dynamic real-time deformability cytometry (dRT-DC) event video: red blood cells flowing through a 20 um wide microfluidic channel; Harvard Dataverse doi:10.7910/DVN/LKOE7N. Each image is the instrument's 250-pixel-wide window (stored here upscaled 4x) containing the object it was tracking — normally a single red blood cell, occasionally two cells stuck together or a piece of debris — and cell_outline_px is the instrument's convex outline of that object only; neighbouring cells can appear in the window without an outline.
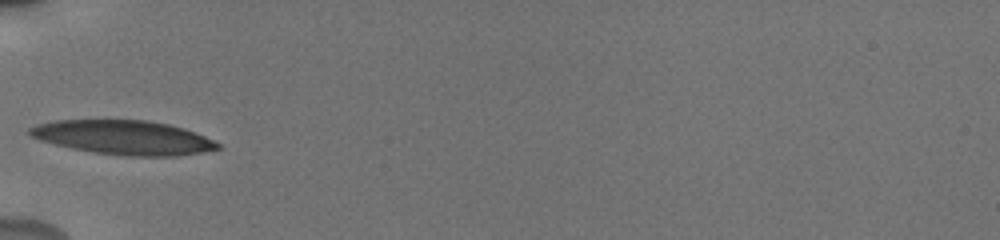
{"species": "human", "species_latin": "Homo sapiens", "temperature_condition": "cold", "stored_images_in_passage": 35, "camera_frame_rate_fps": 3000, "um_per_image_px": 0.085, "donor": {"sex": "male"}, "frame": {"image": 1, "passage_image": 1, "time_ms": 0.0, "image_size_px": [1000, 240], "cell_outline_px": [[220, 148], [200, 152], [176, 156], [124, 156], [96, 152], [72, 148], [40, 140], [32, 136], [28, 132], [28, 128], [36, 124], [56, 120], [148, 120], [168, 124], [184, 128], [204, 136], [220, 144]], "centroid_in_image_um": [10.49, 11.68], "position_along_channel_um": 74.5, "area_um2": 37.17}}
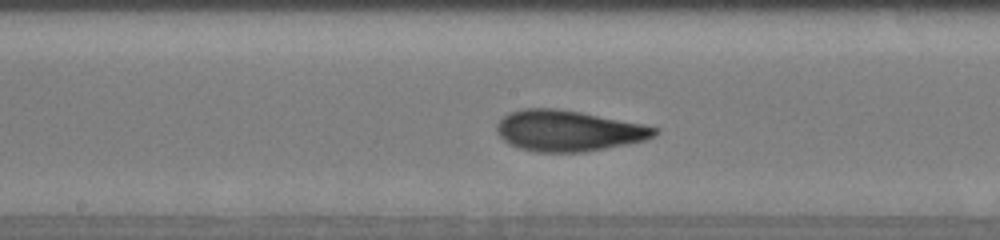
{"frame": {"image": 2, "passage_image": 11, "time_ms": 3.333, "image_size_px": [1000, 240], "cell_outline_px": [[660, 132], [644, 140], [628, 144], [584, 152], [536, 152], [520, 148], [508, 144], [496, 132], [496, 124], [508, 112], [524, 108], [556, 108], [580, 112], [644, 124], [660, 128]], "centroid_in_image_um": [48.3, 11.11], "position_along_channel_um": 199.9, "area_um2": 37.74}}
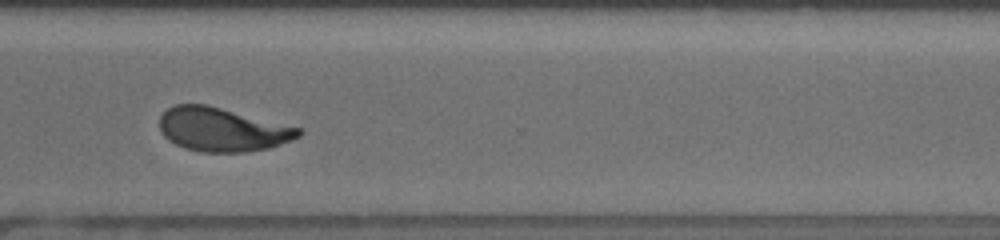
{"frame": {"image": 3, "passage_image": 23, "time_ms": 7.333, "image_size_px": [1000, 240], "cell_outline_px": [[304, 132], [300, 136], [292, 140], [268, 148], [244, 152], [200, 152], [184, 148], [168, 140], [160, 132], [160, 116], [168, 108], [176, 104], [208, 104], [304, 128]], "centroid_in_image_um": [18.93, 11.0], "position_along_channel_um": 351.7, "area_um2": 35.89}, "authors_computed_cell_mechanics": {"area_um2": 36.2406, "velocity_mm_per_s": 3.8029, "shape_relaxation_time_tau1_ms": 3.7452, "shape_relaxation_time_tau2_ms": 1.3206, "deformation_change_tau1": 0.1592, "deformation_change_tau2": 0.0749}}